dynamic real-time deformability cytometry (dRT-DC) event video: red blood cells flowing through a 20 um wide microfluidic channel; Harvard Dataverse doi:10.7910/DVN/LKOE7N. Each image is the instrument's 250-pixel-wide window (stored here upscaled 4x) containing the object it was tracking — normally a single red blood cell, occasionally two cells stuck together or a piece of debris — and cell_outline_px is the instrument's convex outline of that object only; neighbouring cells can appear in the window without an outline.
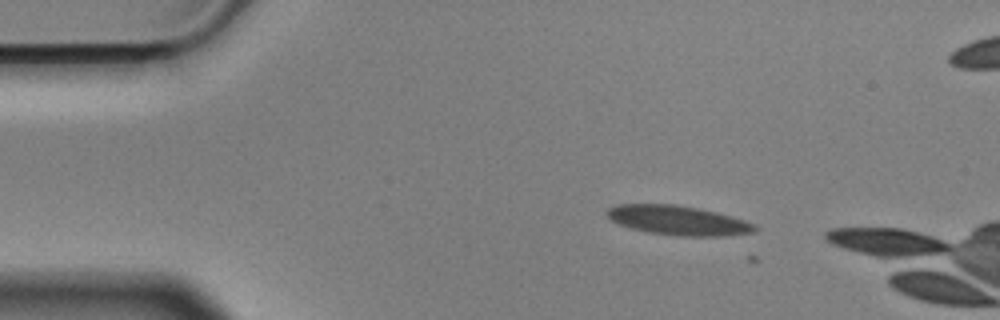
{"species": "Egyptian fruit bat (a non-hibernating species)", "species_latin": "Rousettus aegyptiacus", "temperature_condition": "cold", "stored_images_in_passage": 12, "camera_frame_rate_fps": 3000, "um_per_image_px": 0.085, "animal": {"sex": "male"}, "frame": {"image": 1, "passage_image": 10, "time_ms": 3.0, "image_size_px": [1000, 320], "cell_outline_px": [[760, 228], [756, 232], [724, 236], [680, 236], [648, 232], [632, 228], [620, 224], [612, 220], [604, 212], [608, 208], [616, 204], [676, 204], [716, 212], [732, 216], [756, 224]], "centroid_in_image_um": [57.67, 18.73], "position_along_channel_um": 27.3, "area_um2": 25.43}}